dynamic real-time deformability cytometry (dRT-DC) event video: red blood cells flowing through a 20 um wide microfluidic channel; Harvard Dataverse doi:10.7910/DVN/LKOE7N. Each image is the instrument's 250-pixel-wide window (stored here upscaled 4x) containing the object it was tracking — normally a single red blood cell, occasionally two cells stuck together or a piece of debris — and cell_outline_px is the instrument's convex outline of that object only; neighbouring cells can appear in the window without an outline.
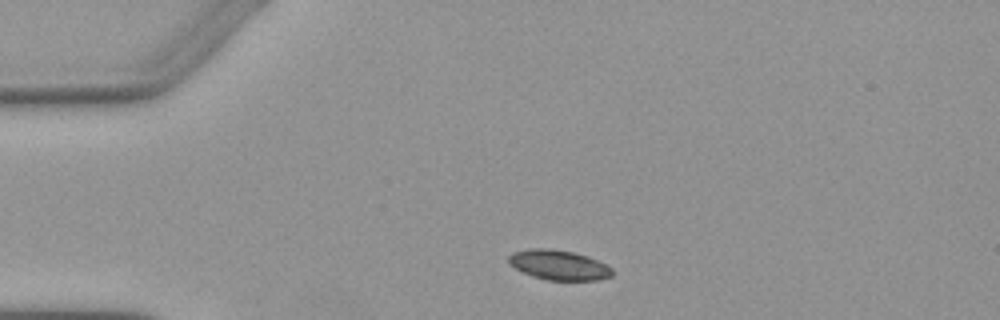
{"species": "Egyptian fruit bat (a non-hibernating species)", "species_latin": "Rousettus aegyptiacus", "temperature_condition": "warm", "stored_images_in_passage": 2, "camera_frame_rate_fps": 3000, "um_per_image_px": 0.085, "animal": {"sex": "female"}, "frame": {"image": 1, "passage_image": 1, "time_ms": 0.0, "image_size_px": [1000, 320], "cell_outline_px": [[612, 276], [596, 280], [548, 280], [532, 276], [508, 264], [508, 256], [512, 252], [532, 248], [548, 248], [572, 252], [596, 260], [612, 268]], "centroid_in_image_um": [47.45, 22.52], "position_along_channel_um": 37.6, "area_um2": 17.8}}